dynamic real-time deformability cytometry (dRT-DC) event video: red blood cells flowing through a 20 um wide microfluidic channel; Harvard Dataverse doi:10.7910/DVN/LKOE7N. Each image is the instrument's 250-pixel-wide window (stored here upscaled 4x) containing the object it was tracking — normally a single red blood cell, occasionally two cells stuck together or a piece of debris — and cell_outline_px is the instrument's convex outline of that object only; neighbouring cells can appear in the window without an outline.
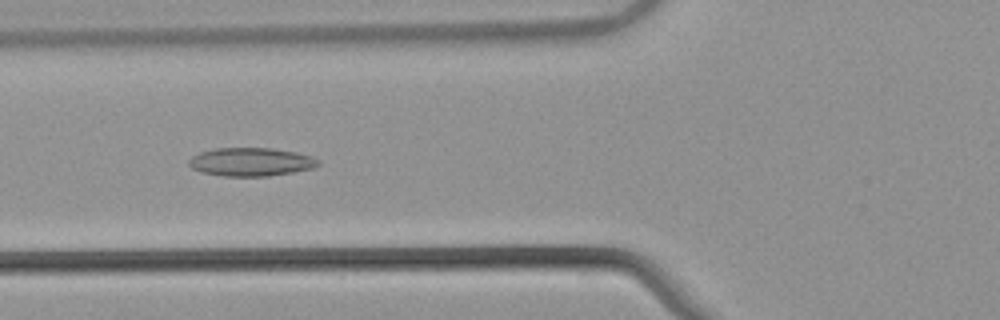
{"species": "common noctule bat (a hibernating species)", "species_latin": "Nyctalus noctula", "temperature_condition": "warm", "stored_images_in_passage": 53, "camera_frame_rate_fps": 3000, "um_per_image_px": 0.085, "animal": {"sex": "male", "body_mass_g": 21.5, "forearm_length_mm": 52.0}, "frame": {"image": 1, "passage_image": 20, "time_ms": 6.333, "image_size_px": [1000, 320], "cell_outline_px": [[320, 164], [312, 168], [292, 172], [268, 176], [224, 176], [200, 172], [192, 168], [188, 164], [188, 160], [192, 156], [200, 152], [216, 148], [272, 148], [296, 152], [312, 156], [320, 160]], "centroid_in_image_um": [21.32, 13.76], "position_along_channel_um": 104.5, "area_um2": 21.44}}
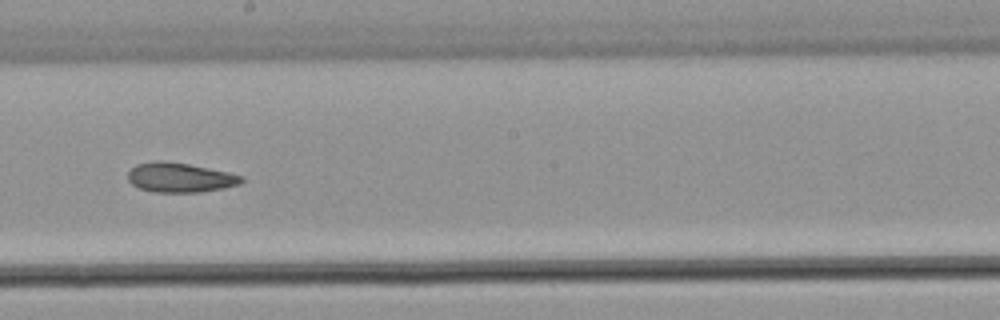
{"frame": {"image": 2, "passage_image": 30, "time_ms": 9.667, "image_size_px": [1000, 320], "cell_outline_px": [[244, 180], [240, 184], [224, 188], [200, 192], [152, 192], [140, 188], [132, 184], [128, 180], [128, 172], [136, 164], [156, 160], [164, 160], [188, 164], [228, 172], [244, 176]], "centroid_in_image_um": [15.3, 15.08], "position_along_channel_um": 232.9, "area_um2": 19.65}}
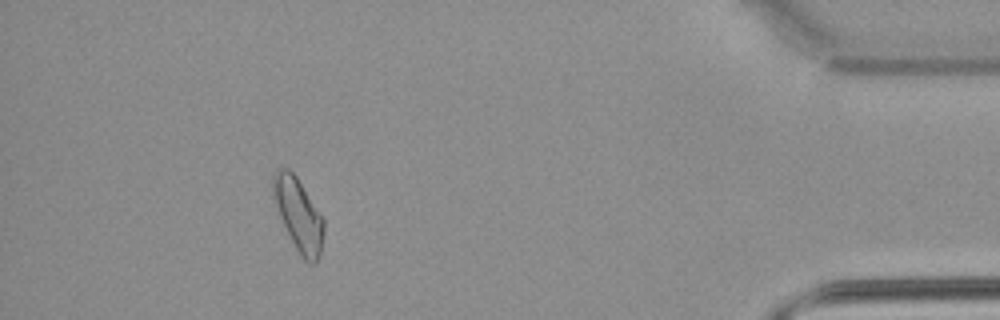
{"frame": {"image": 3, "passage_image": 48, "time_ms": 15.667, "image_size_px": [1000, 320], "cell_outline_px": [[324, 236], [320, 252], [316, 264], [312, 264], [304, 260], [300, 256], [280, 216], [272, 192], [272, 176], [276, 168], [288, 168], [296, 176], [324, 220]], "centroid_in_image_um": [25.37, 18.23], "position_along_channel_um": 409.8, "area_um2": 21.1}, "authors_computed_cell_mechanics": {"area_um2": 20.808, "velocity_mm_per_s": 3.8578, "shape_relaxation_time_tau1_ms": null, "shape_relaxation_time_tau2_ms": 8.2964, "deformation_change_tau1": null, "deformation_change_tau2": 0.1515}}